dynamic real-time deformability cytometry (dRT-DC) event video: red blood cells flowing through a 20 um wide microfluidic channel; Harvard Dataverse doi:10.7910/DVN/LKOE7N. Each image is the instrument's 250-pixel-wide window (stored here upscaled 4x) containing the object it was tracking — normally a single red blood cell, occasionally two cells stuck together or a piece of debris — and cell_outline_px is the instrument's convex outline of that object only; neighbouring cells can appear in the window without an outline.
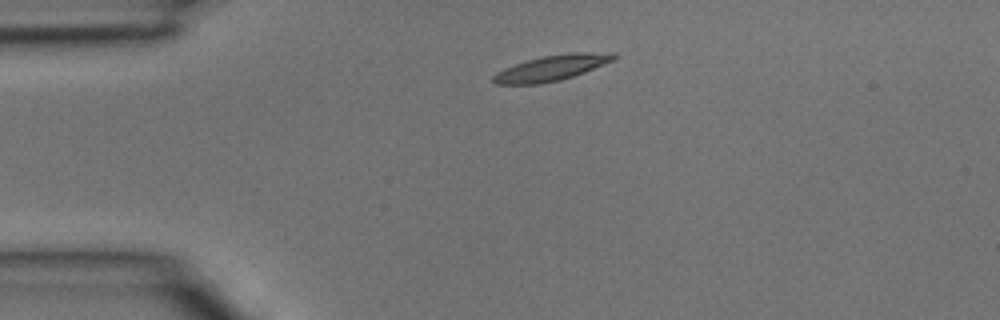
{"species": "common noctule bat (a hibernating species)", "species_latin": "Nyctalus noctula", "temperature_condition": "room temperature", "stored_images_in_passage": 1, "camera_frame_rate_fps": 3000, "um_per_image_px": 0.085, "animal": {"sex": "male", "body_mass_g": 15.6}, "frame": {"image": 1, "passage_image": 1, "time_ms": 0.0, "image_size_px": [1000, 320], "cell_outline_px": [[616, 60], [584, 72], [560, 80], [540, 84], [496, 84], [492, 80], [492, 76], [496, 72], [504, 68], [540, 56], [572, 52], [616, 52]], "centroid_in_image_um": [46.93, 5.76], "position_along_channel_um": 38.1, "area_um2": 18.03}}